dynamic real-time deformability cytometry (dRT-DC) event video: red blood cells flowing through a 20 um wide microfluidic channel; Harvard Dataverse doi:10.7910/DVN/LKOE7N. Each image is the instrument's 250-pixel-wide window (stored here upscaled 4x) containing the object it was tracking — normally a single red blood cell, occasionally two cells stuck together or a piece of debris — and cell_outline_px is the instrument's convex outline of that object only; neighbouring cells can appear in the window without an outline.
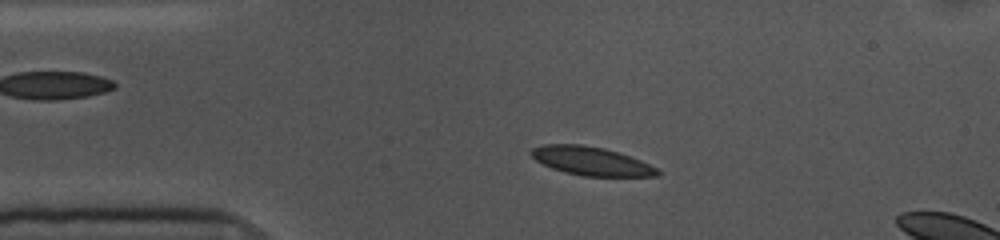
{"species": "common noctule bat (a hibernating species)", "species_latin": "Nyctalus noctula", "temperature_condition": "cold", "stored_images_in_passage": 13, "camera_frame_rate_fps": 3000, "um_per_image_px": 0.085, "animal": {"sex": "female", "body_mass_g": 10.0, "forearm_length_mm": 53.1}, "frame": {"image": 1, "passage_image": 8, "time_ms": 2.333, "image_size_px": [1000, 240], "cell_outline_px": [[660, 172], [656, 176], [584, 176], [564, 172], [552, 168], [536, 160], [528, 152], [532, 148], [544, 144], [580, 144], [604, 148], [640, 160], [656, 168]], "centroid_in_image_um": [50.2, 13.68], "position_along_channel_um": 34.8, "area_um2": 20.75}}